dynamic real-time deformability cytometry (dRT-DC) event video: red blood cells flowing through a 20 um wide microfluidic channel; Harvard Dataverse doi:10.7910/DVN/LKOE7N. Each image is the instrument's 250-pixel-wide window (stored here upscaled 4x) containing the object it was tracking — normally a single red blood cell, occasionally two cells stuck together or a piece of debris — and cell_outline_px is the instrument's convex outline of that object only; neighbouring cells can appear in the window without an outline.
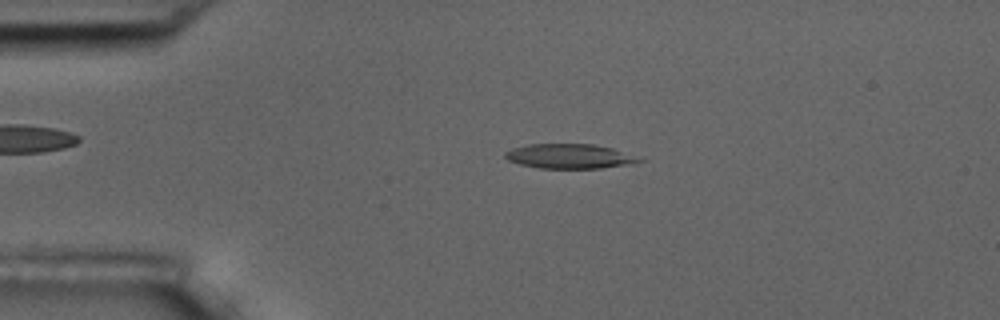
{"species": "common noctule bat (a hibernating species)", "species_latin": "Nyctalus noctula", "temperature_condition": "room temperature", "stored_images_in_passage": 3, "camera_frame_rate_fps": 3000, "um_per_image_px": 0.085, "animal": {"sex": "male", "body_mass_g": 17.5, "forearm_length_mm": 52.3}, "frame": {"image": 1, "passage_image": 2, "time_ms": 2.0, "image_size_px": [1000, 320], "cell_outline_px": [[644, 160], [632, 164], [600, 168], [540, 168], [520, 164], [508, 160], [504, 156], [504, 152], [512, 148], [528, 144], [592, 144], [612, 148]], "centroid_in_image_um": [48.36, 13.28], "position_along_channel_um": 36.6, "area_um2": 19.02}}